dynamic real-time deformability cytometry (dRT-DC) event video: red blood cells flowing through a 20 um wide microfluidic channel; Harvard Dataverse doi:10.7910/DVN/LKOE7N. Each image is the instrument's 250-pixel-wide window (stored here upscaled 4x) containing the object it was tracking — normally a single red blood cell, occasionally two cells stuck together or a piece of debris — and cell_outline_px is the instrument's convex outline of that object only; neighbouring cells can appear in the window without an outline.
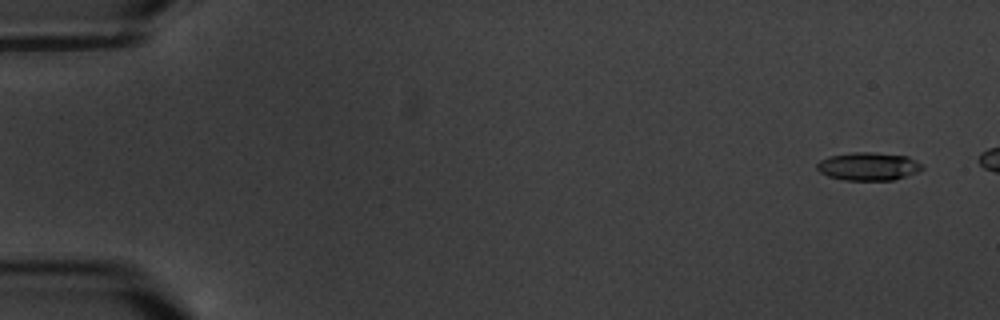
{"species": "common noctule bat (a hibernating species)", "species_latin": "Nyctalus noctula", "temperature_condition": "warm", "stored_images_in_passage": 6, "camera_frame_rate_fps": 3000, "um_per_image_px": 0.085, "animal": {"sex": "male", "body_mass_g": 20.1, "forearm_length_mm": 53.5}, "frame": {"image": 1, "passage_image": 1, "time_ms": 0.0, "image_size_px": [1000, 320], "cell_outline_px": [[924, 168], [916, 172], [892, 180], [844, 180], [828, 176], [820, 172], [816, 168], [816, 164], [820, 160], [828, 156], [852, 152], [872, 152], [908, 156], [916, 160]], "centroid_in_image_um": [73.77, 14.13], "position_along_channel_um": 11.2, "area_um2": 17.17}}